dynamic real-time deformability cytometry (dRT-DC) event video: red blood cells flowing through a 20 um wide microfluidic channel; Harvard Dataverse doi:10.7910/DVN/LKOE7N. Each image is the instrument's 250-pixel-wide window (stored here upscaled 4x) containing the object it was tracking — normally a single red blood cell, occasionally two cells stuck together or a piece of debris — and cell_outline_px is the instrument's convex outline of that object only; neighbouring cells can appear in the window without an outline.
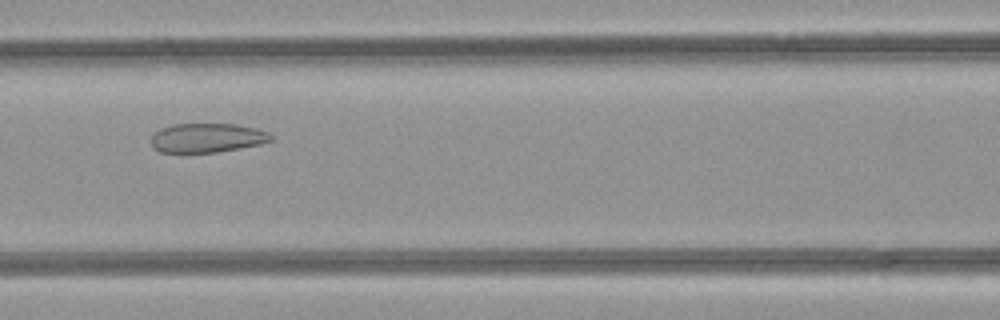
{"species": "common noctule bat (a hibernating species)", "species_latin": "Nyctalus noctula", "temperature_condition": "room temperature", "stored_images_in_passage": 46, "camera_frame_rate_fps": 3000, "um_per_image_px": 0.085, "animal": {"sex": "female", "body_mass_g": 21.9}, "frame": {"image": 1, "passage_image": 19, "time_ms": 6.0, "image_size_px": [1000, 320], "cell_outline_px": [[272, 140], [260, 144], [216, 152], [160, 152], [152, 148], [148, 140], [160, 128], [172, 124], [236, 124], [256, 128], [268, 132], [272, 136]], "centroid_in_image_um": [17.55, 11.71], "position_along_channel_um": 149.0, "area_um2": 20.46}}
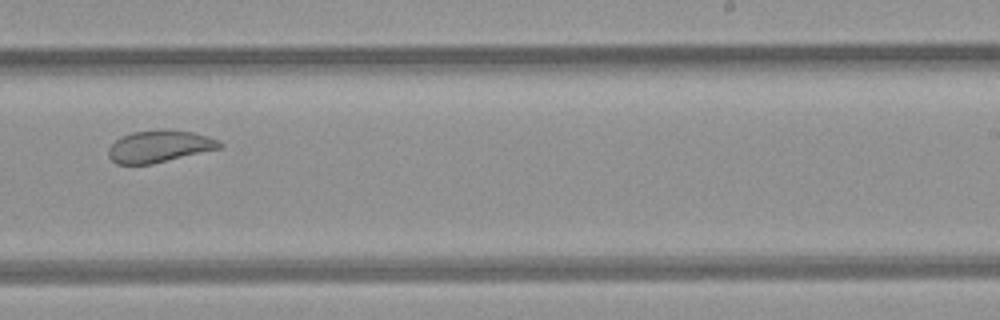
{"frame": {"image": 2, "passage_image": 28, "time_ms": 9.0, "image_size_px": [1000, 320], "cell_outline_px": [[224, 144], [220, 148], [152, 164], [116, 164], [108, 156], [108, 148], [120, 136], [132, 132], [192, 132], [208, 136], [220, 140]], "centroid_in_image_um": [13.53, 12.48], "position_along_channel_um": 275.5, "area_um2": 20.06}}
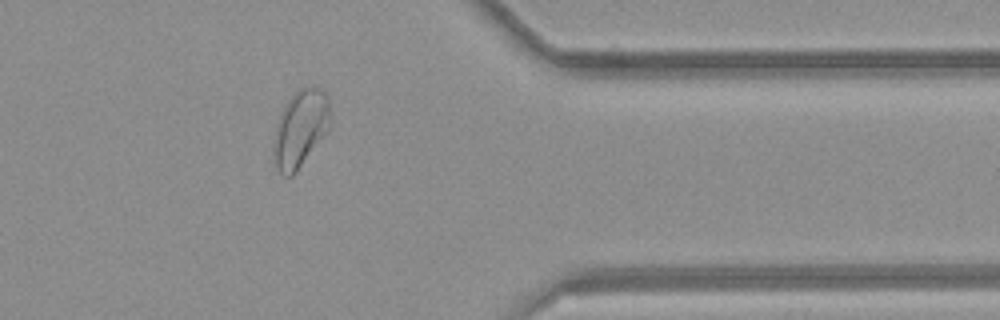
{"frame": {"image": 3, "passage_image": 37, "time_ms": 12.0, "image_size_px": [1000, 320], "cell_outline_px": [[332, 128], [296, 172], [292, 176], [284, 176], [276, 168], [272, 152], [276, 124], [288, 100], [300, 88], [312, 84], [324, 88], [328, 96], [332, 120]], "centroid_in_image_um": [25.6, 10.91], "position_along_channel_um": 385.8, "area_um2": 26.24}, "authors_computed_cell_mechanics": {"area_um2": 26.299, "velocity_mm_per_s": 4.2326, "shape_relaxation_time_tau1_ms": null, "shape_relaxation_time_tau2_ms": 1.0932, "deformation_change_tau1": null, "deformation_change_tau2": 0.0742}}